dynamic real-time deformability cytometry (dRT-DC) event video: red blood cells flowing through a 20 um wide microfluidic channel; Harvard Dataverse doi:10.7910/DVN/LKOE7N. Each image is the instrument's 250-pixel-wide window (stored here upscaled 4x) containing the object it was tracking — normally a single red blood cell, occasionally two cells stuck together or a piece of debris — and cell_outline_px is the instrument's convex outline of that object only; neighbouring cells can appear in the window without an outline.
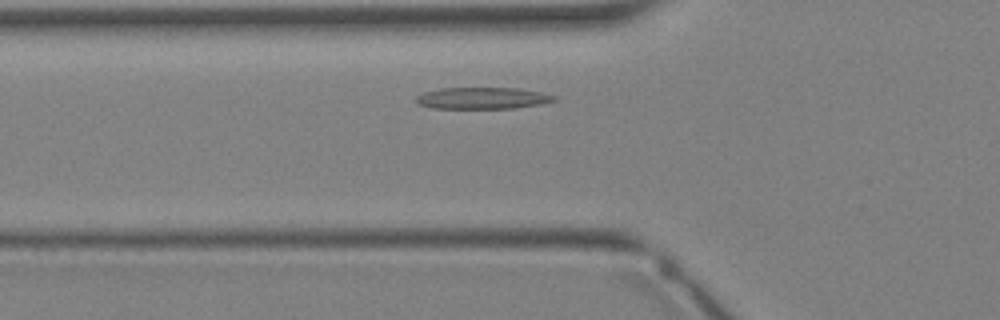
{"species": "Egyptian fruit bat (a non-hibernating species)", "species_latin": "Rousettus aegyptiacus", "temperature_condition": "warm", "stored_images_in_passage": 27, "camera_frame_rate_fps": 3000, "um_per_image_px": 0.085, "animal": {"sex": "female"}, "frame": {"image": 1, "passage_image": 4, "time_ms": 1.0, "image_size_px": [1000, 320], "cell_outline_px": [[556, 100], [540, 104], [516, 108], [432, 108], [420, 104], [416, 100], [416, 96], [424, 92], [440, 88], [520, 88], [540, 92], [556, 96]], "centroid_in_image_um": [41.02, 8.34], "position_along_channel_um": 84.8, "area_um2": 17.28}}
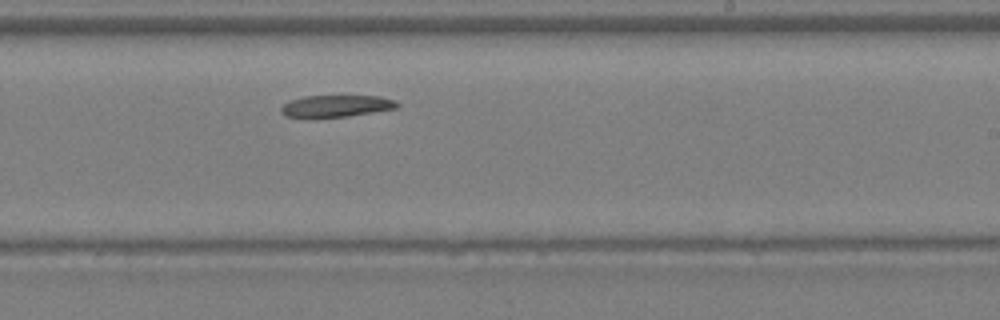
{"frame": {"image": 2, "passage_image": 13, "time_ms": 4.0, "image_size_px": [1000, 320], "cell_outline_px": [[400, 104], [396, 108], [348, 116], [284, 116], [280, 112], [280, 108], [284, 104], [292, 100], [304, 96], [380, 96], [396, 100]], "centroid_in_image_um": [28.62, 8.99], "position_along_channel_um": 260.4, "area_um2": 14.39}}
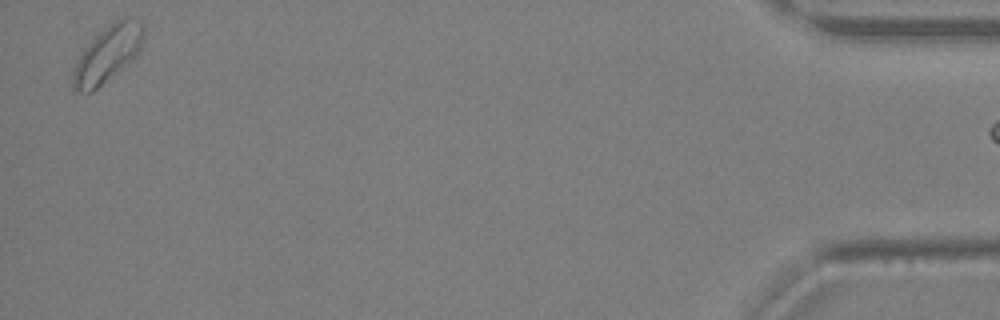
{"frame": {"image": 3, "passage_image": 26, "time_ms": 8.333, "image_size_px": [1000, 320], "cell_outline_px": [[144, 32], [140, 48], [136, 56], [132, 60], [92, 92], [72, 92], [72, 72], [84, 48], [100, 32], [120, 16], [144, 24]], "centroid_in_image_um": [9.12, 4.61], "position_along_channel_um": 426.1, "area_um2": 22.83}}